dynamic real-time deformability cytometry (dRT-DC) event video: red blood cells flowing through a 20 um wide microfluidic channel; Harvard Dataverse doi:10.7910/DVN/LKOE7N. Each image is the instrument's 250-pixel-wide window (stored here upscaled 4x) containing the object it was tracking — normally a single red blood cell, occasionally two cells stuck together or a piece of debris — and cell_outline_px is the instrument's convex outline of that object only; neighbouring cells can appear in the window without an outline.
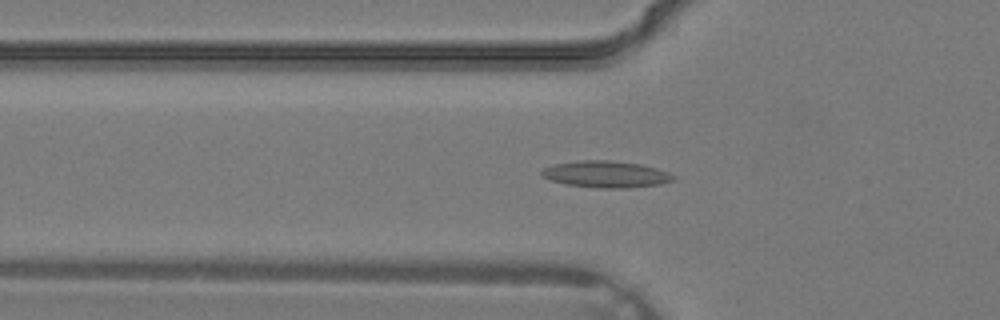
{"species": "common noctule bat (a hibernating species)", "species_latin": "Nyctalus noctula", "temperature_condition": "warm", "stored_images_in_passage": 27, "camera_frame_rate_fps": 3000, "um_per_image_px": 0.085, "animal": {"sex": "male", "body_mass_g": 19.2, "forearm_length_mm": 51.8}, "frame": {"image": 1, "passage_image": 6, "time_ms": 1.667, "image_size_px": [1000, 320], "cell_outline_px": [[676, 180], [660, 184], [620, 188], [600, 188], [564, 184], [540, 176], [540, 172], [544, 168], [552, 164], [580, 160], [608, 160], [640, 164], [656, 168], [668, 172], [676, 176]], "centroid_in_image_um": [51.49, 14.8], "position_along_channel_um": 74.3, "area_um2": 20.46}}
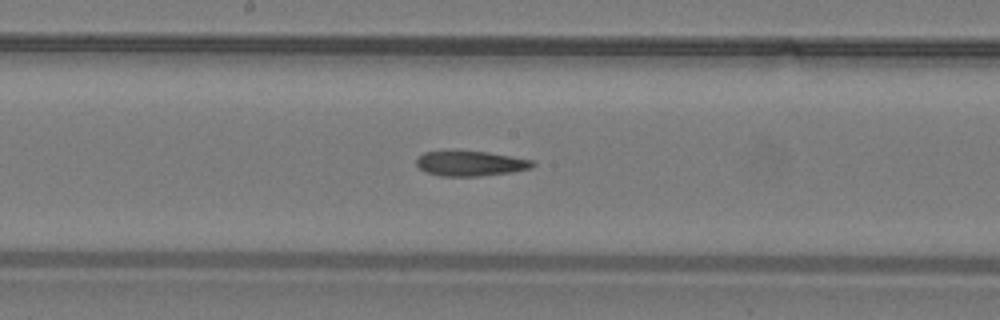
{"frame": {"image": 2, "passage_image": 13, "time_ms": 4.0, "image_size_px": [1000, 320], "cell_outline_px": [[536, 164], [532, 168], [512, 172], [480, 176], [440, 176], [424, 172], [416, 164], [416, 160], [424, 152], [452, 148], [488, 152], [512, 156], [532, 160]], "centroid_in_image_um": [39.95, 13.86], "position_along_channel_um": 208.3, "area_um2": 17.69}}
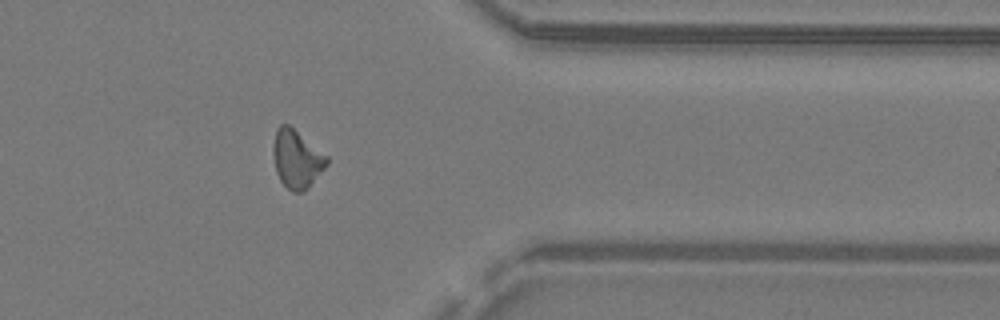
{"frame": {"image": 3, "passage_image": 23, "time_ms": 7.333, "image_size_px": [1000, 320], "cell_outline_px": [[328, 164], [308, 188], [304, 192], [292, 192], [280, 180], [276, 172], [272, 152], [272, 148], [276, 128], [280, 124], [288, 124], [328, 156]], "centroid_in_image_um": [25.21, 13.51], "position_along_channel_um": 386.2, "area_um2": 18.21}}